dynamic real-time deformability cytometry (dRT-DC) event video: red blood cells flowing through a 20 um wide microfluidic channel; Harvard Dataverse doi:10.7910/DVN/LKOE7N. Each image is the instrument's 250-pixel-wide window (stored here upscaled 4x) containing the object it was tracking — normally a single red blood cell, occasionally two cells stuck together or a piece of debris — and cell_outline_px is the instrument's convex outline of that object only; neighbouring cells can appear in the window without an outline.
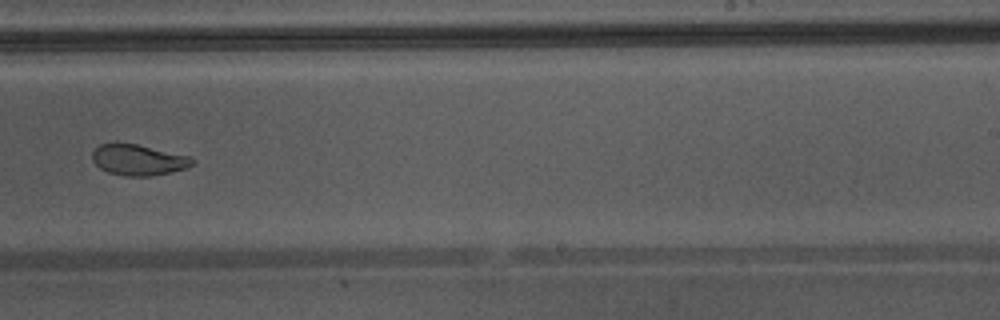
{"species": "Egyptian fruit bat (a non-hibernating species)", "species_latin": "Rousettus aegyptiacus", "temperature_condition": "warm", "stored_images_in_passage": 39, "camera_frame_rate_fps": 3000, "um_per_image_px": 0.085, "animal": {"sex": "male"}, "frame": {"image": 1, "passage_image": 23, "time_ms": 7.333, "image_size_px": [1000, 320], "cell_outline_px": [[196, 160], [192, 164], [184, 168], [172, 172], [152, 176], [124, 176], [108, 172], [100, 168], [92, 160], [92, 152], [100, 144], [136, 144], [188, 156]], "centroid_in_image_um": [11.74, 13.61], "position_along_channel_um": 277.3, "area_um2": 17.69}, "authors_computed_cell_mechanics": {"area_um2": 20.8658, "velocity_mm_per_s": 4.367, "shape_relaxation_time_tau1_ms": 11.3654, "shape_relaxation_time_tau2_ms": 1.5275, "deformation_change_tau1": 0.2538, "deformation_change_tau2": 0.0751}}